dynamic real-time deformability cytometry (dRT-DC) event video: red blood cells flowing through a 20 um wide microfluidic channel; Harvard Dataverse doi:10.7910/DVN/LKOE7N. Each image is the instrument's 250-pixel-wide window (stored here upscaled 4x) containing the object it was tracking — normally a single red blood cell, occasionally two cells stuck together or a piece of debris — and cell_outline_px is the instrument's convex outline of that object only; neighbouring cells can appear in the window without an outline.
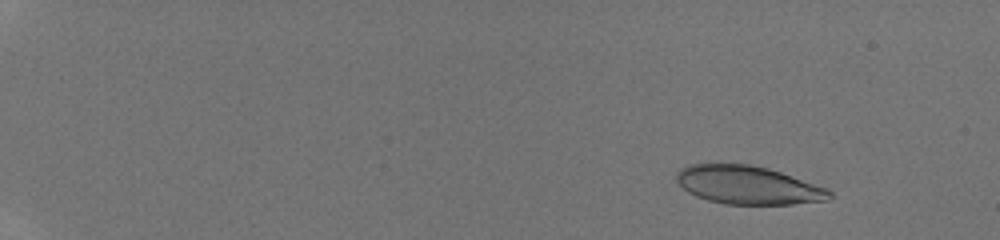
{"species": "human", "species_latin": "Homo sapiens", "temperature_condition": "room temperature", "stored_images_in_passage": 47, "camera_frame_rate_fps": 3000, "um_per_image_px": 0.085, "donor": {"sex": "male"}, "frame": {"image": 1, "passage_image": 7, "time_ms": 2.0, "image_size_px": [1000, 240], "cell_outline_px": [[832, 196], [828, 200], [792, 204], [724, 204], [708, 200], [696, 196], [688, 192], [676, 180], [676, 172], [680, 168], [688, 164], [748, 164], [768, 168], [828, 188], [832, 192]], "centroid_in_image_um": [63.57, 15.73], "position_along_channel_um": 21.4, "area_um2": 34.1}}
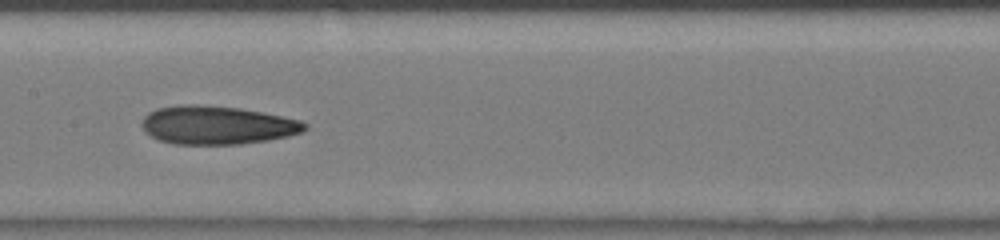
{"frame": {"image": 2, "passage_image": 28, "time_ms": 9.0, "image_size_px": [1000, 240], "cell_outline_px": [[308, 128], [304, 132], [288, 136], [268, 140], [240, 144], [176, 144], [160, 140], [144, 132], [140, 124], [144, 116], [148, 112], [156, 108], [180, 104], [196, 104], [240, 108], [264, 112], [300, 120], [308, 124]], "centroid_in_image_um": [18.45, 10.63], "position_along_channel_um": 188.9, "area_um2": 36.82}}
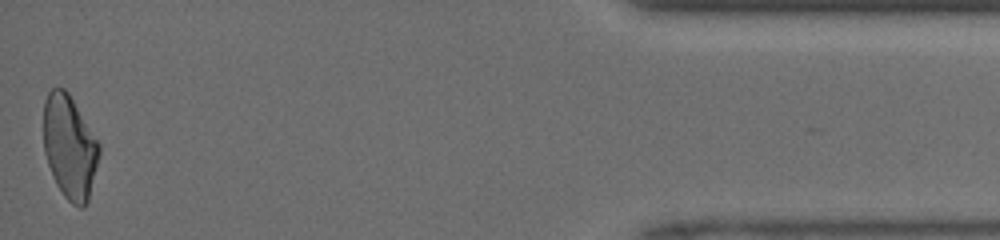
{"frame": {"image": 3, "passage_image": 47, "time_ms": 15.333, "image_size_px": [1000, 240], "cell_outline_px": [[100, 152], [88, 200], [84, 208], [80, 208], [72, 204], [64, 196], [56, 184], [52, 176], [44, 152], [44, 100], [48, 92], [52, 88], [64, 88], [68, 92], [100, 144]], "centroid_in_image_um": [5.91, 12.5], "position_along_channel_um": 429.3, "area_um2": 33.41}}